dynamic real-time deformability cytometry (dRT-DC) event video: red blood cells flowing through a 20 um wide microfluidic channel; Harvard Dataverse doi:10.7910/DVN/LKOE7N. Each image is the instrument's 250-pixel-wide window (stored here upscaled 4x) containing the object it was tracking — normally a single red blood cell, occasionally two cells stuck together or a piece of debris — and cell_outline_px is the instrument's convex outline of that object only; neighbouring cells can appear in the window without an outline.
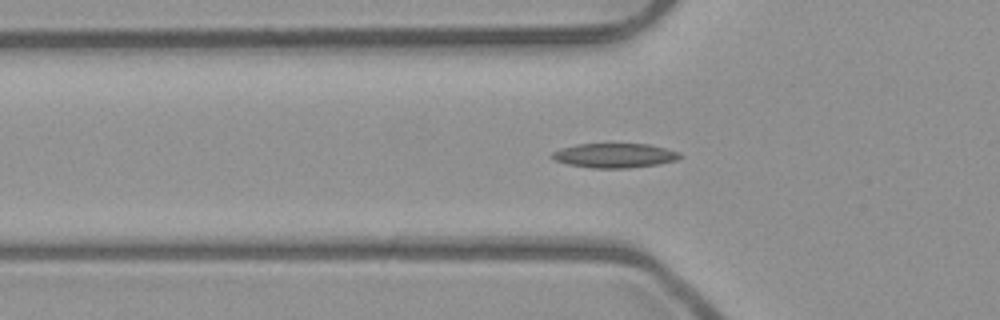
{"species": "common noctule bat (a hibernating species)", "species_latin": "Nyctalus noctula", "temperature_condition": "room temperature", "stored_images_in_passage": 52, "camera_frame_rate_fps": 3000, "um_per_image_px": 0.085, "animal": {"sex": "male", "body_mass_g": 23.1, "forearm_length_mm": 52.7}, "frame": {"image": 1, "passage_image": 17, "time_ms": 5.333, "image_size_px": [1000, 320], "cell_outline_px": [[684, 156], [676, 160], [660, 164], [628, 168], [592, 168], [568, 164], [556, 160], [548, 156], [552, 152], [560, 148], [580, 144], [648, 144], [680, 152]], "centroid_in_image_um": [52.25, 13.22], "position_along_channel_um": 73.6, "area_um2": 18.26}}
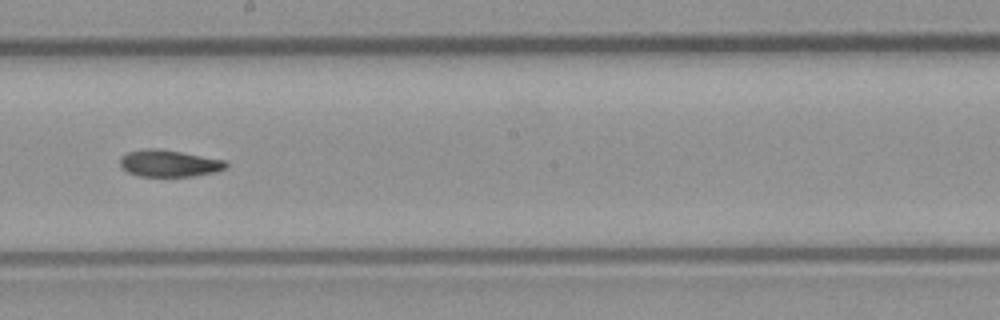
{"frame": {"image": 2, "passage_image": 29, "time_ms": 9.333, "image_size_px": [1000, 320], "cell_outline_px": [[228, 168], [216, 172], [192, 176], [140, 176], [128, 172], [120, 168], [120, 156], [128, 152], [148, 148], [156, 148], [180, 152], [224, 160], [228, 164]], "centroid_in_image_um": [14.36, 13.89], "position_along_channel_um": 233.8, "area_um2": 16.53}}
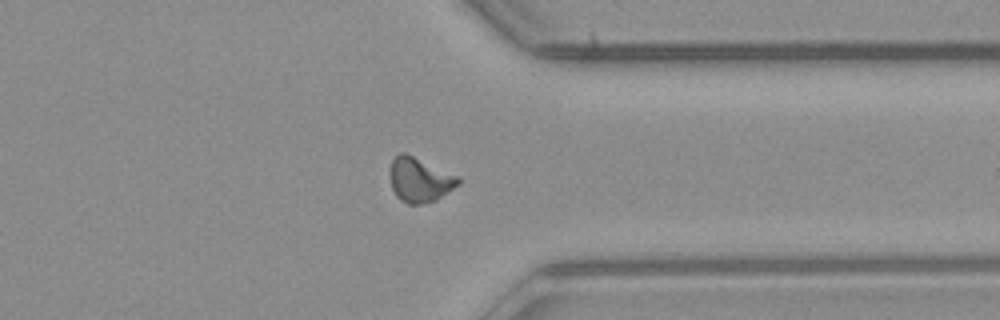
{"frame": {"image": 3, "passage_image": 40, "time_ms": 13.0, "image_size_px": [1000, 320], "cell_outline_px": [[460, 184], [436, 200], [424, 204], [408, 204], [400, 200], [396, 196], [392, 188], [388, 176], [388, 172], [392, 160], [400, 152], [404, 152], [456, 176], [460, 180]], "centroid_in_image_um": [35.61, 15.31], "position_along_channel_um": 375.8, "area_um2": 17.63}, "authors_computed_cell_mechanics": {"area_um2": 16.8776, "velocity_mm_per_s": 3.973, "shape_relaxation_time_tau1_ms": 6.2759, "shape_relaxation_time_tau2_ms": 9.2337, "deformation_change_tau1": 0.1545, "deformation_change_tau2": 0.1626}}